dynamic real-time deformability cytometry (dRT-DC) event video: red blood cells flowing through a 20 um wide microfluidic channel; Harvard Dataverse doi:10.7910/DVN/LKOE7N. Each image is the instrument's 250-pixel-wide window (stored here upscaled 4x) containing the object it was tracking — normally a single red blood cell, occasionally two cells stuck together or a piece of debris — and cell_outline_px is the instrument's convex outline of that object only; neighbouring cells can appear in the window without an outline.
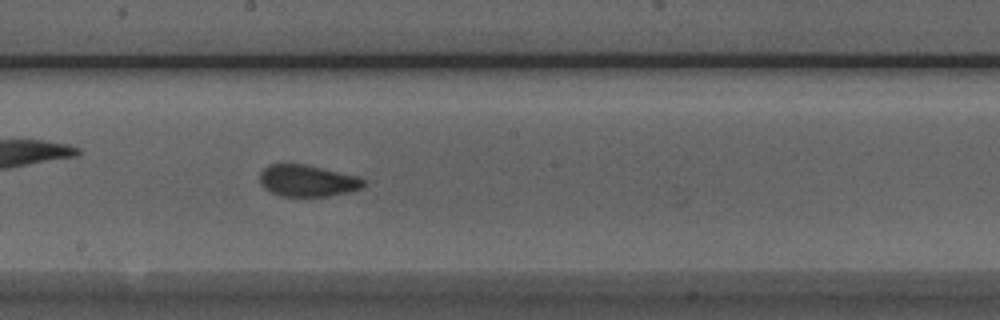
{"species": "Egyptian fruit bat (a non-hibernating species)", "species_latin": "Rousettus aegyptiacus", "temperature_condition": "room temperature", "stored_images_in_passage": 47, "camera_frame_rate_fps": 3000, "um_per_image_px": 0.085, "animal": {"sex": "male"}, "frame": {"image": 1, "passage_image": 27, "time_ms": 8.667, "image_size_px": [1000, 320], "cell_outline_px": [[364, 188], [348, 192], [328, 196], [280, 196], [264, 188], [260, 184], [260, 172], [268, 164], [304, 164], [356, 176], [364, 180]], "centroid_in_image_um": [26.1, 15.37], "position_along_channel_um": 222.1, "area_um2": 19.02}}
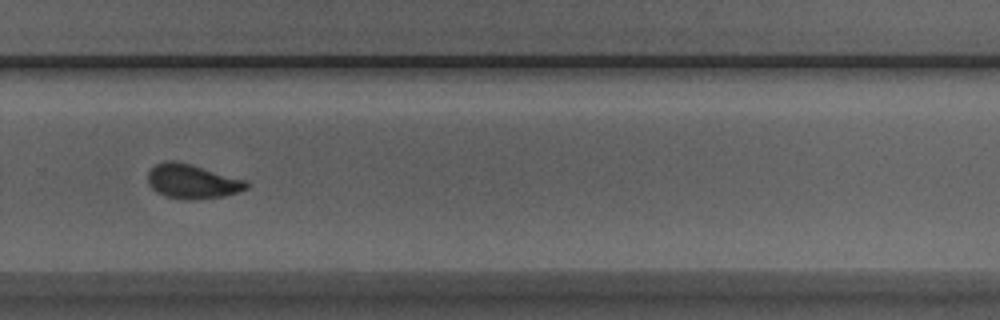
{"frame": {"image": 2, "passage_image": 34, "time_ms": 11.0, "image_size_px": [1000, 320], "cell_outline_px": [[248, 188], [224, 196], [196, 200], [184, 200], [164, 196], [156, 192], [148, 184], [148, 172], [156, 164], [168, 160], [172, 160], [192, 164], [244, 180], [248, 184]], "centroid_in_image_um": [16.3, 15.43], "position_along_channel_um": 313.5, "area_um2": 19.71}, "authors_computed_cell_mechanics": {"area_um2": 19.4208, "velocity_mm_per_s": 3.9327, "shape_relaxation_time_tau1_ms": 11.335, "shape_relaxation_time_tau2_ms": 1.2977, "deformation_change_tau1": 0.2189, "deformation_change_tau2": 0.0525}}